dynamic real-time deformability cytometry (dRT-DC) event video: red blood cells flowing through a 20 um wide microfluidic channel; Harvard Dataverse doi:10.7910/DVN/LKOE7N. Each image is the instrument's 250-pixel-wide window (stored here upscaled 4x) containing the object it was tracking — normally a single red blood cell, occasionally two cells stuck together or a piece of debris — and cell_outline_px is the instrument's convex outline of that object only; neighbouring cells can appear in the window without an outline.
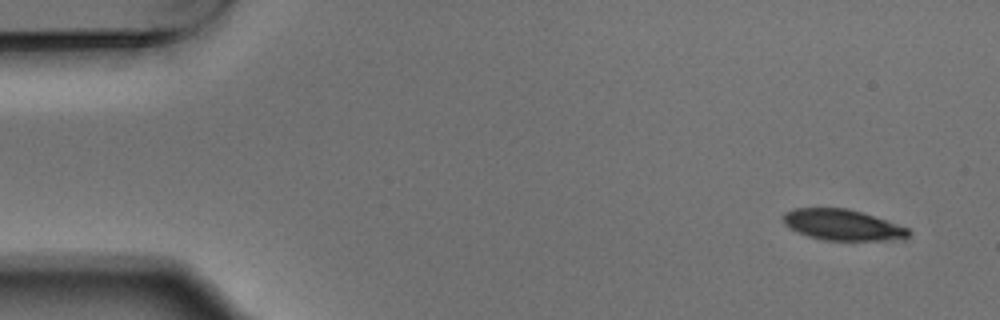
{"species": "Egyptian fruit bat (a non-hibernating species)", "species_latin": "Rousettus aegyptiacus", "temperature_condition": "warm", "stored_images_in_passage": 5, "camera_frame_rate_fps": 3000, "um_per_image_px": 0.085, "animal": {"sex": "male"}, "frame": {"image": 1, "passage_image": 5, "time_ms": 1.333, "image_size_px": [1000, 320], "cell_outline_px": [[908, 236], [904, 240], [824, 240], [808, 236], [784, 224], [784, 212], [796, 208], [848, 208], [908, 228]], "centroid_in_image_um": [71.61, 19.12], "position_along_channel_um": 13.4, "area_um2": 22.14}}